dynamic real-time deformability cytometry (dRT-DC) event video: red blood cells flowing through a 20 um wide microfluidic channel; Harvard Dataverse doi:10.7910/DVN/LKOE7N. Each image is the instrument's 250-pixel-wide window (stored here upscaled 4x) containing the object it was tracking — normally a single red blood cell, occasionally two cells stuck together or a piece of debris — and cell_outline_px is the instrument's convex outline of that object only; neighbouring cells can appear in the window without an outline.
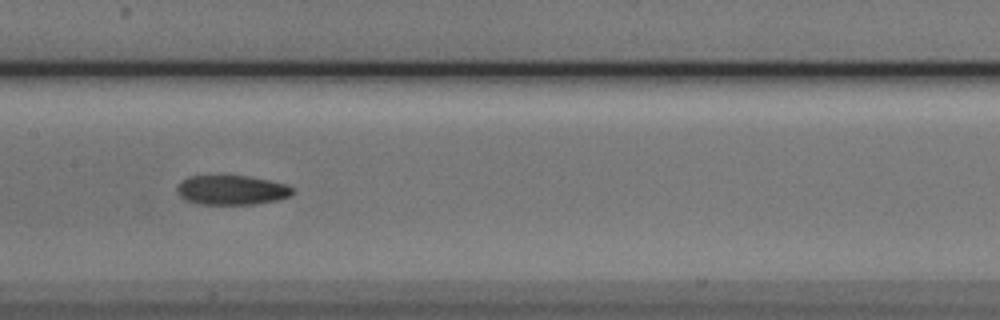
{"species": "Egyptian fruit bat (a non-hibernating species)", "species_latin": "Rousettus aegyptiacus", "temperature_condition": "cold", "stored_images_in_passage": 40, "camera_frame_rate_fps": 3000, "um_per_image_px": 0.085, "animal": {"sex": "male"}, "frame": {"image": 1, "passage_image": 12, "time_ms": 3.667, "image_size_px": [1000, 320], "cell_outline_px": [[292, 196], [276, 200], [252, 204], [196, 204], [184, 200], [180, 196], [176, 188], [180, 180], [188, 176], [248, 176], [288, 184], [292, 188]], "centroid_in_image_um": [19.66, 16.15], "position_along_channel_um": 187.7, "area_um2": 19.94}}
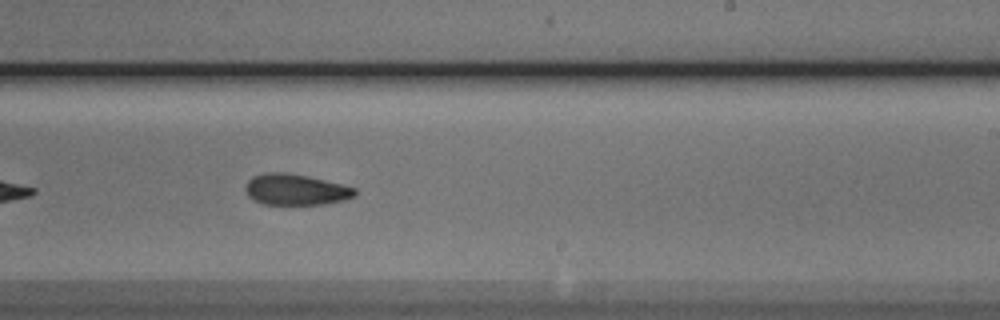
{"frame": {"image": 2, "passage_image": 18, "time_ms": 5.667, "image_size_px": [1000, 320], "cell_outline_px": [[356, 196], [344, 200], [324, 204], [264, 204], [252, 200], [248, 196], [244, 188], [248, 180], [252, 176], [264, 172], [284, 172], [308, 176], [356, 188]], "centroid_in_image_um": [25.1, 16.11], "position_along_channel_um": 263.9, "area_um2": 19.88}, "authors_computed_cell_mechanics": {"area_um2": 20.1433, "velocity_mm_per_s": 3.8211, "shape_relaxation_time_tau1_ms": 7.9594, "shape_relaxation_time_tau2_ms": 3.4889, "deformation_change_tau1": 0.1717, "deformation_change_tau2": 0.0828}}